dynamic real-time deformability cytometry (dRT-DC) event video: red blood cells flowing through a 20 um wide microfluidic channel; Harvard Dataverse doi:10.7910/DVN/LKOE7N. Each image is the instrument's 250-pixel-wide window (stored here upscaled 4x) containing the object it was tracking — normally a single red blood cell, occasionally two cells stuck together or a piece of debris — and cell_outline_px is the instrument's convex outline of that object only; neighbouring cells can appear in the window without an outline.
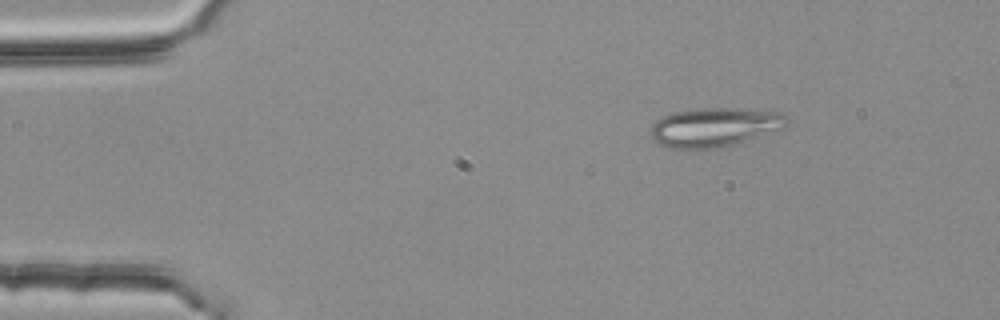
{"species": "common noctule bat (a hibernating species)", "species_latin": "Nyctalus noctula", "temperature_condition": "room temperature", "stored_images_in_passage": 4, "camera_frame_rate_fps": 3000, "um_per_image_px": 0.085, "animal": {"sex": "female", "body_mass_g": 25.1}, "frame": {"image": 1, "passage_image": 4, "time_ms": 1.0, "image_size_px": [1000, 320], "cell_outline_px": [[788, 124], [784, 128], [720, 148], [668, 148], [652, 140], [652, 124], [656, 120], [672, 112], [704, 108], [732, 108], [780, 112], [784, 116]], "centroid_in_image_um": [60.71, 10.81], "position_along_channel_um": 24.3, "area_um2": 30.58}}